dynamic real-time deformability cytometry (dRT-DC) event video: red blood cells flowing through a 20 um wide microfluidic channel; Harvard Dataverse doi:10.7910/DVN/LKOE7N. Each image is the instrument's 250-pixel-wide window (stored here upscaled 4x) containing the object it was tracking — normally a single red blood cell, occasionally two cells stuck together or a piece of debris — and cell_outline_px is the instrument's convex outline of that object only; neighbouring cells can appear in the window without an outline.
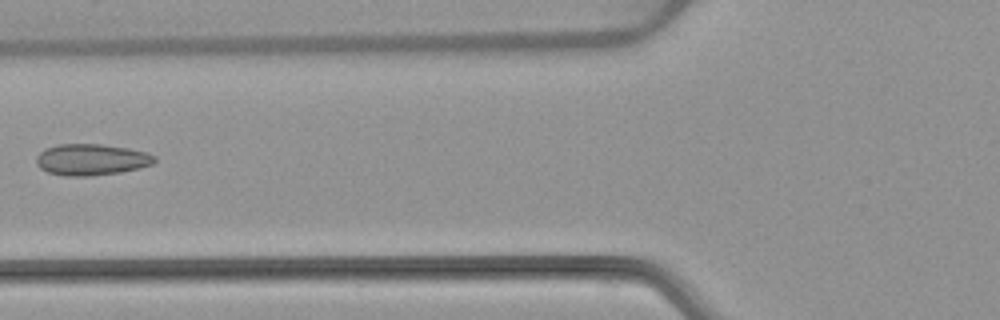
{"species": "common noctule bat (a hibernating species)", "species_latin": "Nyctalus noctula", "temperature_condition": "warm", "stored_images_in_passage": 7, "camera_frame_rate_fps": 3000, "um_per_image_px": 0.085, "animal": {"sex": "female", "body_mass_g": 22.7, "forearm_length_mm": 54.2}, "frame": {"image": 1, "passage_image": 6, "time_ms": 6.0, "image_size_px": [1000, 320], "cell_outline_px": [[156, 160], [152, 164], [140, 168], [120, 172], [88, 176], [64, 176], [48, 172], [40, 168], [36, 164], [36, 156], [44, 148], [56, 144], [100, 144], [128, 148], [148, 152], [156, 156]], "centroid_in_image_um": [7.76, 13.56], "position_along_channel_um": 118.0, "area_um2": 21.79}}
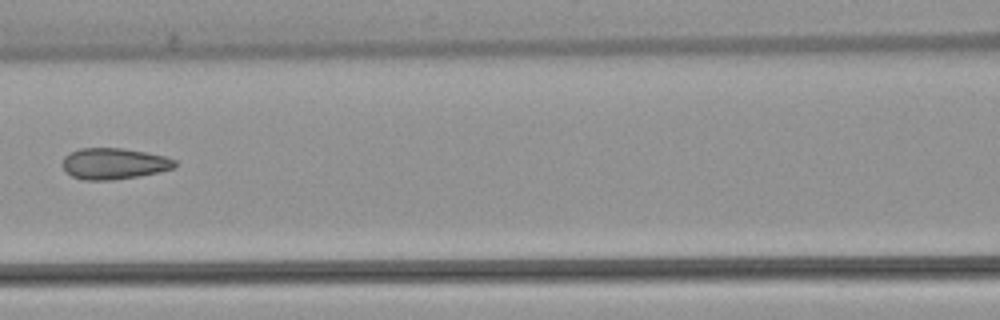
{"frame": {"image": 2, "passage_image": 7, "time_ms": 7.0, "image_size_px": [1000, 320], "cell_outline_px": [[176, 168], [136, 176], [112, 180], [84, 180], [72, 176], [64, 172], [60, 164], [64, 156], [80, 148], [120, 148], [144, 152], [164, 156], [176, 160]], "centroid_in_image_um": [9.63, 13.91], "position_along_channel_um": 157.0, "area_um2": 20.4}}